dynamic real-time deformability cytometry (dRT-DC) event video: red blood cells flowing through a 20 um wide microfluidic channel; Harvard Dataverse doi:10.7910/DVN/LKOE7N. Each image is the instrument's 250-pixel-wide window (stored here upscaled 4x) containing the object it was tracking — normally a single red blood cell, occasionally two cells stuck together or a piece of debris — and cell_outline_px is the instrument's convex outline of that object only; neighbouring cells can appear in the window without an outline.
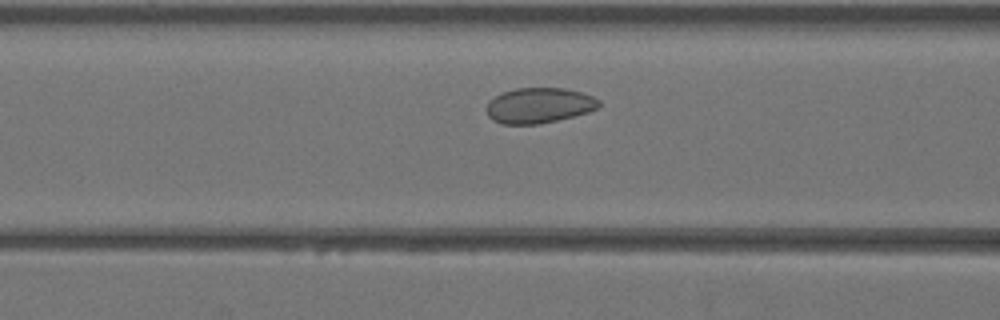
{"species": "Egyptian fruit bat (a non-hibernating species)", "species_latin": "Rousettus aegyptiacus", "temperature_condition": "warm", "stored_images_in_passage": 35, "camera_frame_rate_fps": 3000, "um_per_image_px": 0.085, "animal": {"sex": "female"}, "frame": {"image": 1, "passage_image": 9, "time_ms": 2.667, "image_size_px": [1000, 320], "cell_outline_px": [[600, 108], [588, 112], [556, 120], [536, 124], [500, 124], [492, 120], [488, 116], [488, 100], [504, 92], [516, 88], [564, 88], [584, 92], [600, 100]], "centroid_in_image_um": [45.85, 8.96], "position_along_channel_um": 120.8, "area_um2": 23.18}}
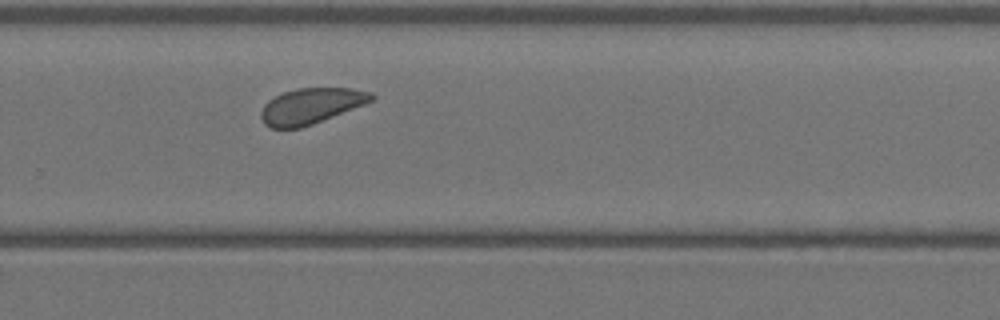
{"frame": {"image": 2, "passage_image": 21, "time_ms": 6.667, "image_size_px": [1000, 320], "cell_outline_px": [[376, 96], [372, 100], [364, 104], [312, 124], [300, 128], [268, 128], [264, 124], [260, 116], [260, 112], [264, 104], [268, 100], [284, 92], [296, 88], [352, 88], [372, 92]], "centroid_in_image_um": [26.4, 9.0], "position_along_channel_um": 303.4, "area_um2": 22.89}}
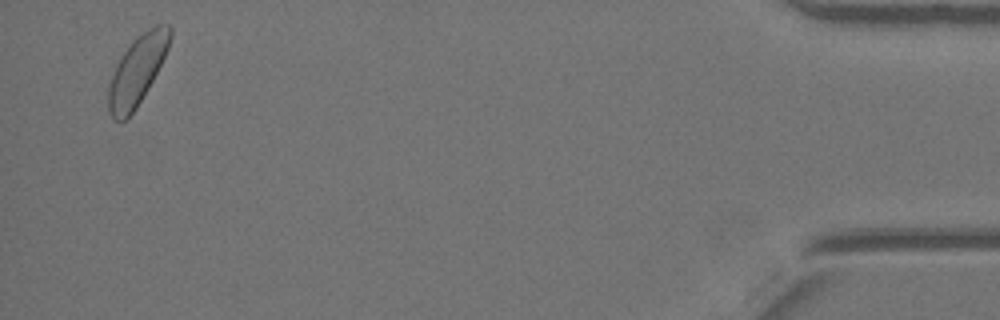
{"frame": {"image": 3, "passage_image": 34, "time_ms": 11.0, "image_size_px": [1000, 320], "cell_outline_px": [[172, 36], [168, 48], [148, 88], [136, 108], [124, 120], [112, 120], [108, 112], [108, 84], [116, 64], [120, 56], [132, 40], [136, 36], [148, 28], [156, 24], [168, 24], [172, 28]], "centroid_in_image_um": [11.64, 5.96], "position_along_channel_um": 423.6, "area_um2": 24.8}}